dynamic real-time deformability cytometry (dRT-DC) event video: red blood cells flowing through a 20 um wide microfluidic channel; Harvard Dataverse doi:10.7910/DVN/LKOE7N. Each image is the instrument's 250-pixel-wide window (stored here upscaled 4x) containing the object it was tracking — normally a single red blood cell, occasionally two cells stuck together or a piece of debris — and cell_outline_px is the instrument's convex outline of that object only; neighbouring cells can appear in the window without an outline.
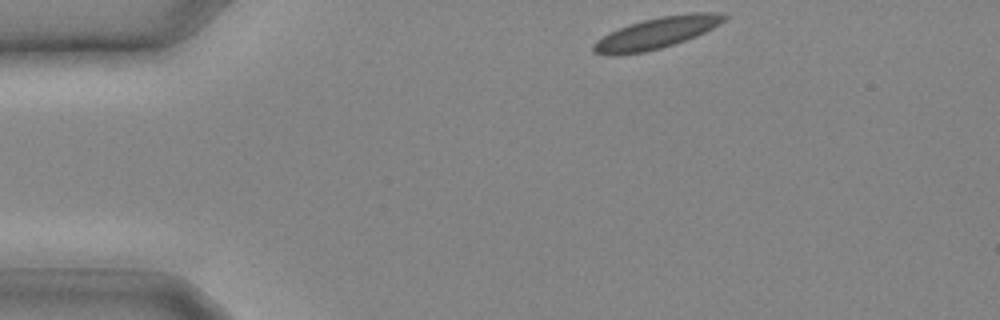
{"species": "common noctule bat (a hibernating species)", "species_latin": "Nyctalus noctula", "temperature_condition": "cold", "stored_images_in_passage": 15, "camera_frame_rate_fps": 3000, "um_per_image_px": 0.085, "animal": {"sex": "male", "body_mass_g": 20.4}, "frame": {"image": 1, "passage_image": 1, "time_ms": 0.0, "image_size_px": [1000, 320], "cell_outline_px": [[728, 16], [720, 24], [696, 36], [660, 48], [644, 52], [616, 56], [608, 56], [592, 52], [592, 44], [596, 40], [628, 24], [660, 16], [692, 12], [712, 12]], "centroid_in_image_um": [55.76, 2.81], "position_along_channel_um": 29.2, "area_um2": 23.64}}
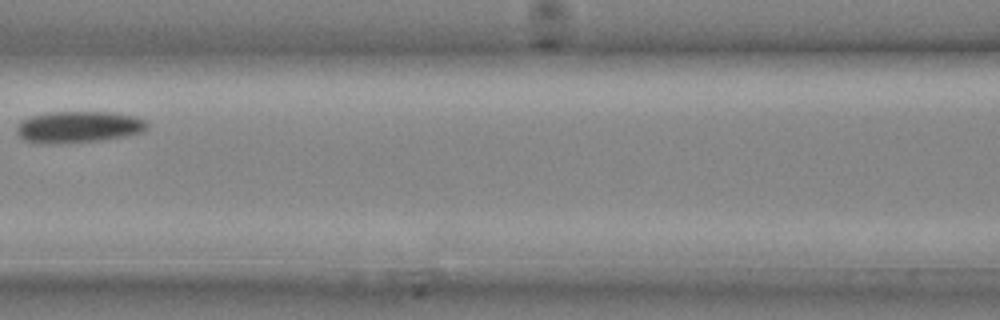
{"frame": {"image": 2, "passage_image": 9, "time_ms": 2.667, "image_size_px": [1000, 320], "cell_outline_px": [[148, 128], [144, 132], [128, 136], [104, 140], [52, 144], [44, 144], [24, 140], [16, 132], [16, 128], [20, 120], [28, 116], [44, 112], [116, 112], [136, 116], [148, 120]], "centroid_in_image_um": [6.71, 10.78], "position_along_channel_um": 159.9, "area_um2": 24.68}}
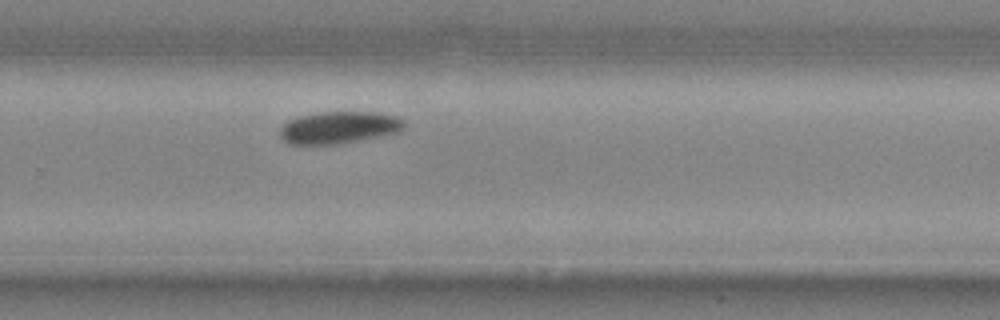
{"frame": {"image": 3, "passage_image": 15, "time_ms": 4.667, "image_size_px": [1000, 320], "cell_outline_px": [[404, 128], [400, 132], [340, 144], [288, 144], [280, 136], [280, 128], [288, 120], [296, 116], [312, 112], [380, 112], [396, 116], [404, 120]], "centroid_in_image_um": [28.81, 10.82], "position_along_channel_um": 301.0, "area_um2": 23.58}}